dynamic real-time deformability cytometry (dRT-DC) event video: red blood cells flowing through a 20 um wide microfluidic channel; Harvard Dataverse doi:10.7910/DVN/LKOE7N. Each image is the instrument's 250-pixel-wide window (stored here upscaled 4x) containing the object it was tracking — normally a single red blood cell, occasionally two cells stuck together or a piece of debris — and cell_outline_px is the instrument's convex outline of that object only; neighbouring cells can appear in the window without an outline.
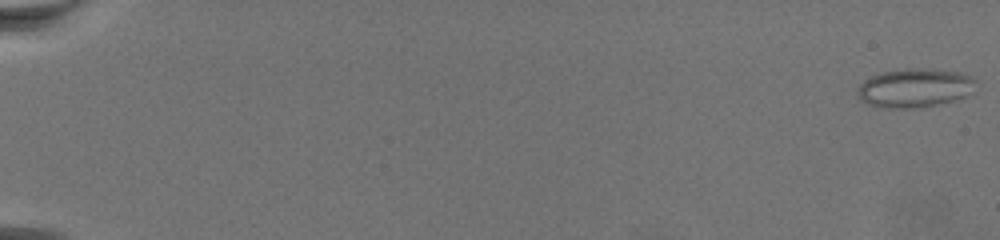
{"species": "common noctule bat (a hibernating species)", "species_latin": "Nyctalus noctula", "temperature_condition": "warm", "stored_images_in_passage": 72, "camera_frame_rate_fps": 3000, "um_per_image_px": 0.085, "animal": {"sex": "female", "body_mass_g": 19.5, "forearm_length_mm": 54.1}, "frame": {"image": 1, "passage_image": 1, "time_ms": 0.0, "image_size_px": [1000, 240], "cell_outline_px": [[976, 80], [964, 96], [952, 100], [932, 104], [868, 104], [860, 100], [856, 92], [860, 84], [864, 80], [872, 76], [884, 72], [932, 68], [960, 72]], "centroid_in_image_um": [77.74, 7.39], "position_along_channel_um": 7.3, "area_um2": 24.57}}
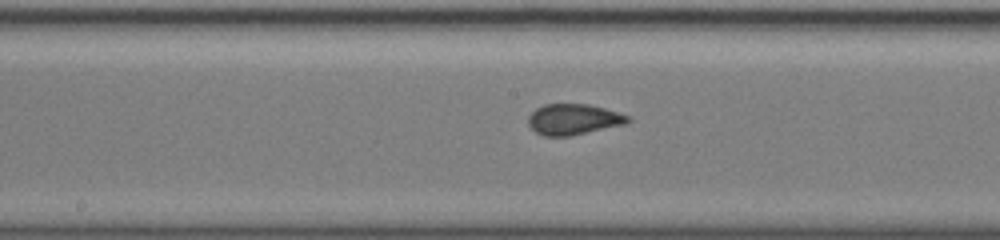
{"frame": {"image": 2, "passage_image": 41, "time_ms": 13.333, "image_size_px": [1000, 240], "cell_outline_px": [[632, 120], [624, 124], [572, 136], [544, 136], [536, 132], [528, 124], [528, 116], [536, 108], [544, 104], [588, 104], [604, 108], [628, 116]], "centroid_in_image_um": [48.72, 10.15], "position_along_channel_um": 199.5, "area_um2": 17.8}}
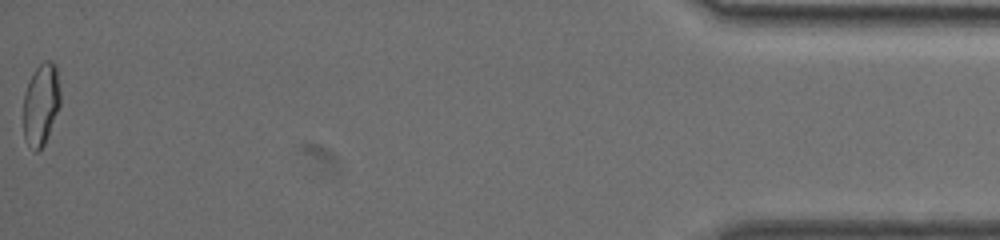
{"frame": {"image": 3, "passage_image": 72, "time_ms": 23.667, "image_size_px": [1000, 240], "cell_outline_px": [[60, 104], [44, 144], [36, 152], [32, 152], [24, 136], [24, 92], [36, 68], [44, 60], [52, 60], [56, 64], [60, 92]], "centroid_in_image_um": [3.49, 8.85], "position_along_channel_um": 431.7, "area_um2": 17.46}}